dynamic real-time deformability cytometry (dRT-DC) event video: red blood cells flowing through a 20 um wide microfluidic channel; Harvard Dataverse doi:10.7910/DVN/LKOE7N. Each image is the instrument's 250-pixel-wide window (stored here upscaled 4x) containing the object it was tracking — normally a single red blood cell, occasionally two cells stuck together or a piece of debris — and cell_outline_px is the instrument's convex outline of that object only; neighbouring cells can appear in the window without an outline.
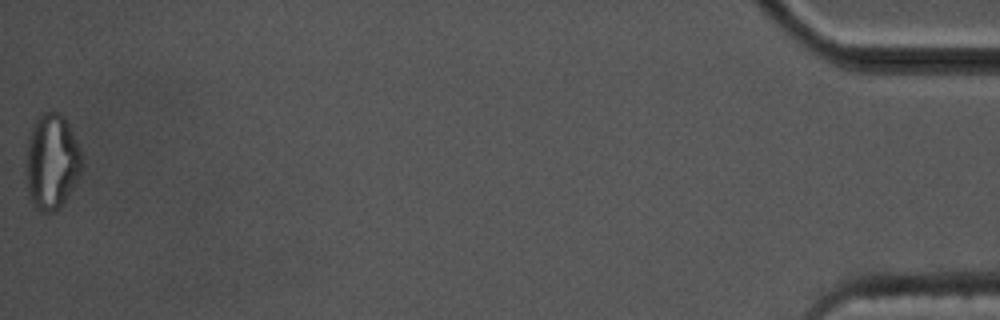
{"species": "common noctule bat (a hibernating species)", "species_latin": "Nyctalus noctula", "temperature_condition": "cold", "stored_images_in_passage": 42, "segment_of_instrument_passage": [2, 2], "camera_frame_rate_fps": 3000, "um_per_image_px": 0.085, "animal": {"sex": "male", "body_mass_g": 17.5, "forearm_length_mm": 52.3}, "frame": {"image": 1, "passage_image": 42, "time_ms": 13.667, "image_size_px": [1000, 320], "cell_outline_px": [[84, 164], [68, 196], [60, 208], [52, 212], [40, 212], [32, 204], [28, 196], [24, 164], [24, 160], [28, 132], [36, 116], [40, 112], [60, 112], [64, 116], [80, 148]], "centroid_in_image_um": [4.35, 13.72], "position_along_channel_um": 430.9, "area_um2": 32.08}}